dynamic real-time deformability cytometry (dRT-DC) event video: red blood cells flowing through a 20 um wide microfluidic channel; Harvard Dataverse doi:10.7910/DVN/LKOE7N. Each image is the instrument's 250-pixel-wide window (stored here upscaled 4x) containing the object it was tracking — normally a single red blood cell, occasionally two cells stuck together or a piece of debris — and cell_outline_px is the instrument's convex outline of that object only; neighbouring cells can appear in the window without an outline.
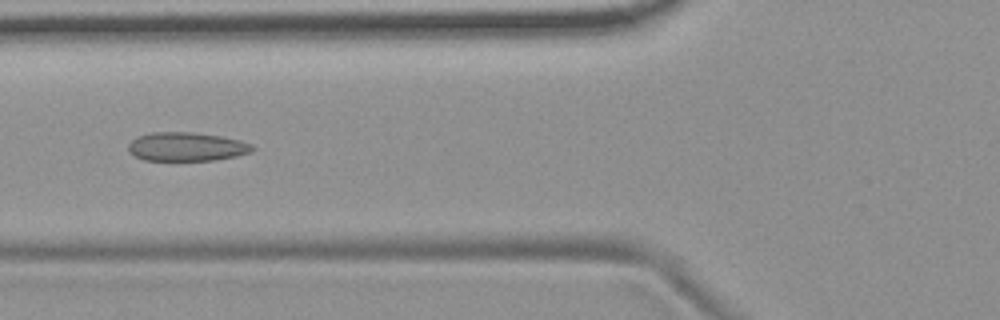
{"species": "common noctule bat (a hibernating species)", "species_latin": "Nyctalus noctula", "temperature_condition": "room temperature", "stored_images_in_passage": 7, "camera_frame_rate_fps": 3000, "um_per_image_px": 0.085, "animal": {"sex": "female", "body_mass_g": 19.9}, "frame": {"image": 1, "passage_image": 5, "time_ms": 4.333, "image_size_px": [1000, 320], "cell_outline_px": [[256, 148], [252, 152], [236, 156], [216, 160], [144, 160], [128, 152], [128, 144], [136, 136], [152, 132], [192, 132], [220, 136], [240, 140], [252, 144]], "centroid_in_image_um": [15.86, 12.46], "position_along_channel_um": 109.9, "area_um2": 20.92}}
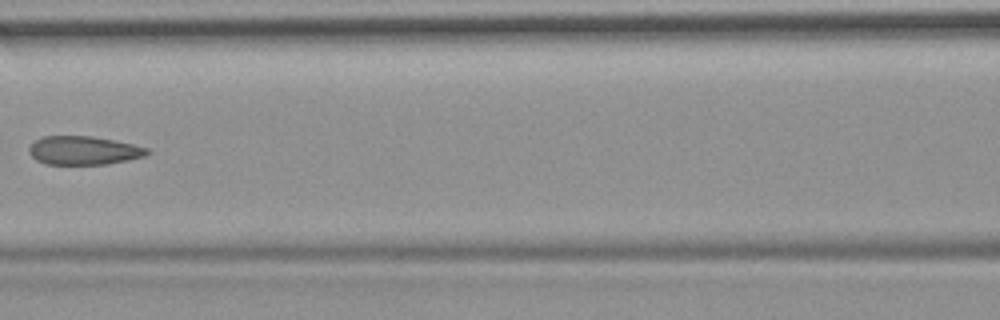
{"frame": {"image": 2, "passage_image": 6, "time_ms": 5.667, "image_size_px": [1000, 320], "cell_outline_px": [[152, 152], [144, 156], [128, 160], [108, 164], [44, 164], [36, 160], [32, 156], [28, 148], [36, 140], [44, 136], [92, 136], [132, 144], [148, 148]], "centroid_in_image_um": [7.12, 12.79], "position_along_channel_um": 159.5, "area_um2": 19.59}}
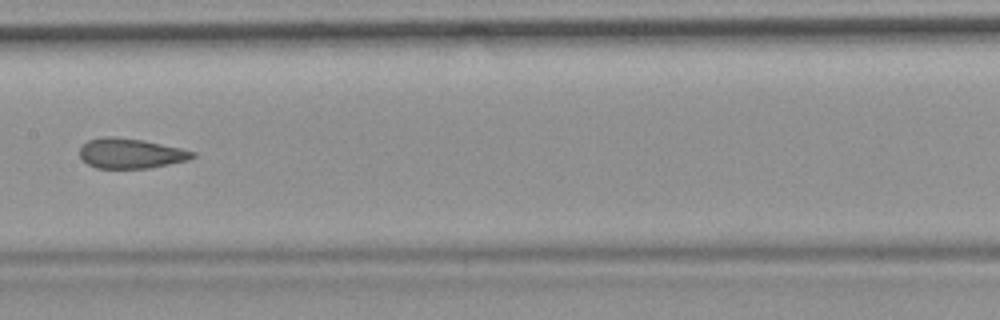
{"frame": {"image": 3, "passage_image": 7, "time_ms": 6.667, "image_size_px": [1000, 320], "cell_outline_px": [[196, 156], [188, 160], [148, 168], [96, 168], [88, 164], [80, 156], [80, 148], [88, 140], [104, 136], [112, 136], [144, 140], [180, 148], [196, 152]], "centroid_in_image_um": [11.11, 13.03], "position_along_channel_um": 196.3, "area_um2": 19.65}}